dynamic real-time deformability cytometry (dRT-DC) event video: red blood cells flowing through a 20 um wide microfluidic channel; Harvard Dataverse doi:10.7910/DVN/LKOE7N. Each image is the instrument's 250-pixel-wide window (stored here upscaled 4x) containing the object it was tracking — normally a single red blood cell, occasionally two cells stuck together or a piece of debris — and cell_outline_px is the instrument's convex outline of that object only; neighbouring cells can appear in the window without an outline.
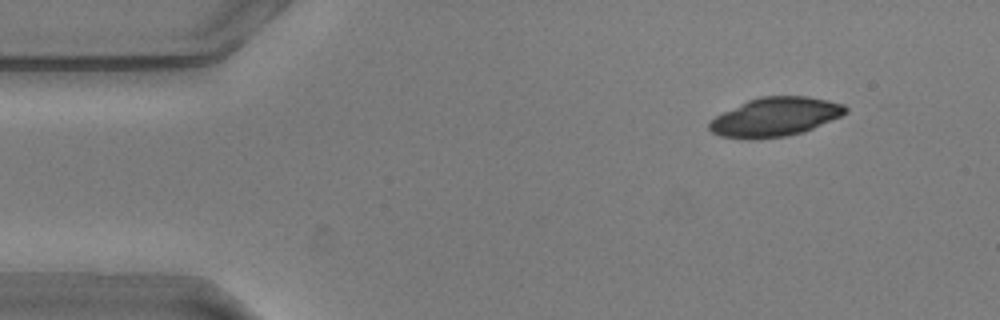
{"species": "common noctule bat (a hibernating species)", "species_latin": "Nyctalus noctula", "temperature_condition": "warm", "stored_images_in_passage": 51, "camera_frame_rate_fps": 3000, "um_per_image_px": 0.085, "animal": {"sex": "male", "body_mass_g": 20.5, "forearm_length_mm": 52.5}, "frame": {"image": 1, "passage_image": 2, "time_ms": 0.333, "image_size_px": [1000, 320], "cell_outline_px": [[848, 112], [840, 116], [804, 132], [784, 136], [752, 140], [744, 140], [720, 136], [712, 132], [708, 128], [708, 124], [716, 116], [748, 100], [760, 96], [804, 96], [828, 100], [844, 104], [848, 108]], "centroid_in_image_um": [65.88, 9.95], "position_along_channel_um": 19.1, "area_um2": 30.87}}